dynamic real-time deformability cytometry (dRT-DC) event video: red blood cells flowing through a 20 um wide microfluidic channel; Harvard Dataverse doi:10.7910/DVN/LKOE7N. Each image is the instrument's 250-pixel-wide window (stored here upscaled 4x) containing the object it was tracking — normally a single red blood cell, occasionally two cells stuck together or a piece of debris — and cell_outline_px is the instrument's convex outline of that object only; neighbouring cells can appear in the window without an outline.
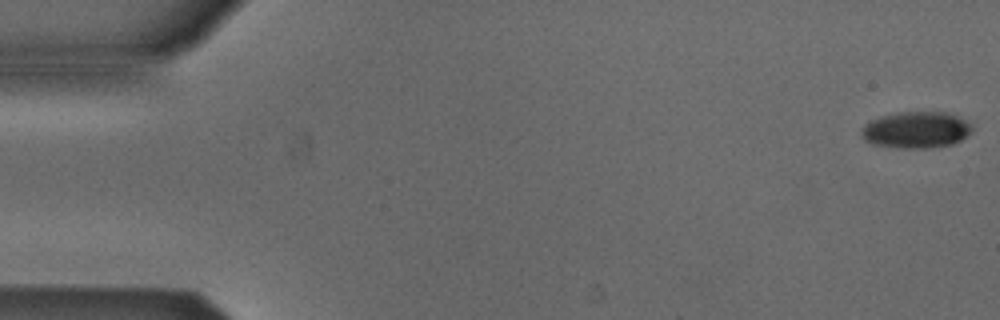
{"species": "Egyptian fruit bat (a non-hibernating species)", "species_latin": "Rousettus aegyptiacus", "temperature_condition": "cold", "stored_images_in_passage": 53, "camera_frame_rate_fps": 3000, "um_per_image_px": 0.085, "animal": {"sex": "male"}, "frame": {"image": 1, "passage_image": 1, "time_ms": 0.0, "image_size_px": [1000, 320], "cell_outline_px": [[972, 128], [960, 140], [952, 144], [924, 148], [896, 148], [872, 144], [864, 140], [860, 132], [864, 124], [872, 120], [896, 112], [948, 112], [972, 124]], "centroid_in_image_um": [77.82, 11.04], "position_along_channel_um": 7.2, "area_um2": 23.35}}
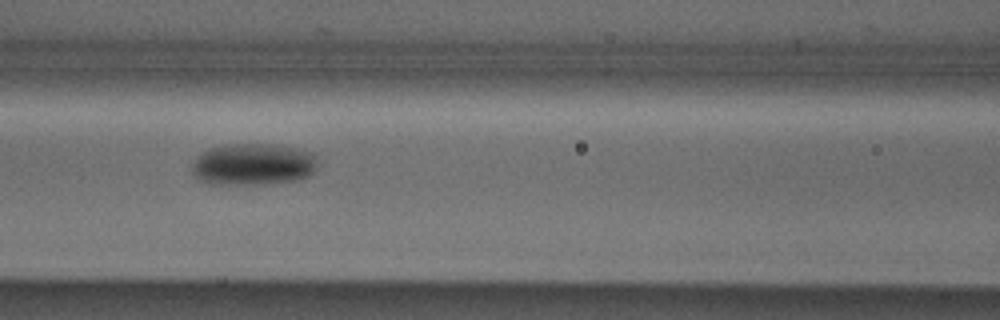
{"frame": {"image": 2, "passage_image": 23, "time_ms": 7.333, "image_size_px": [1000, 320], "cell_outline_px": [[316, 164], [312, 172], [308, 176], [296, 180], [256, 184], [212, 184], [200, 180], [192, 172], [192, 164], [196, 156], [208, 148], [224, 144], [272, 144], [292, 148], [308, 152], [312, 156]], "centroid_in_image_um": [21.42, 13.96], "position_along_channel_um": 145.2, "area_um2": 30.23}}
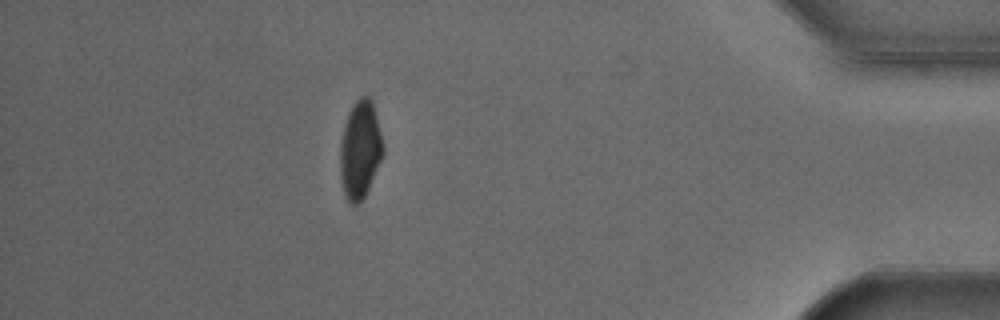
{"frame": {"image": 3, "passage_image": 47, "time_ms": 15.333, "image_size_px": [1000, 320], "cell_outline_px": [[384, 152], [368, 188], [360, 204], [352, 204], [344, 196], [340, 180], [340, 148], [344, 124], [348, 112], [352, 104], [360, 96], [368, 96], [372, 100], [384, 148]], "centroid_in_image_um": [30.58, 12.72], "position_along_channel_um": 404.6, "area_um2": 24.39}, "authors_computed_cell_mechanics": {"area_um2": 26.3568, "velocity_mm_per_s": 3.8711, "shape_relaxation_time_tau1_ms": 2.9894, "shape_relaxation_time_tau2_ms": null, "deformation_change_tau1": 0.1195, "deformation_change_tau2": null}}